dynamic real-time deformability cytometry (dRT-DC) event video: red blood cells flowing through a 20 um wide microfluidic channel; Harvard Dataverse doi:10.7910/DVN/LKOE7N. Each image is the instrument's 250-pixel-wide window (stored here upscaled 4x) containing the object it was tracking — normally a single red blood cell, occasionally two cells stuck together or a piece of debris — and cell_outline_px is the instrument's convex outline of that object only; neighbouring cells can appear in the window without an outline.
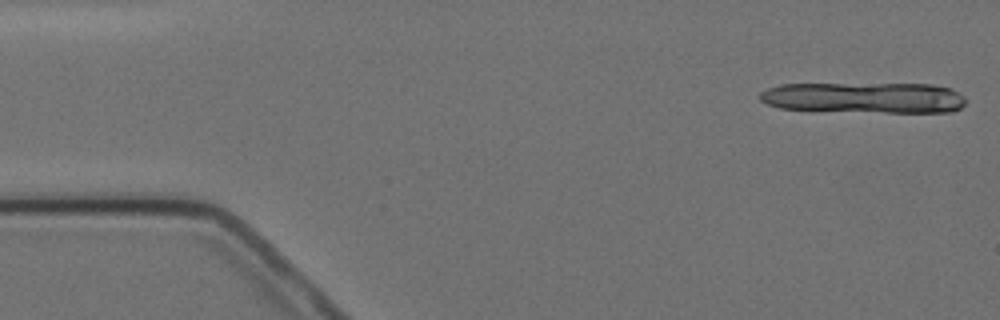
{"species": "Egyptian fruit bat (a non-hibernating species)", "species_latin": "Rousettus aegyptiacus", "temperature_condition": "cold", "stored_images_in_passage": 5, "segment_of_instrument_passage": [1, 2], "camera_frame_rate_fps": 3000, "um_per_image_px": 0.085, "animal": {"sex": "female"}, "frame": {"image": 1, "passage_image": 1, "time_ms": 0.0, "image_size_px": [1000, 320], "cell_outline_px": [[964, 104], [960, 108], [952, 112], [812, 112], [780, 108], [768, 104], [760, 100], [760, 92], [768, 88], [780, 84], [932, 84], [952, 88], [964, 96]], "centroid_in_image_um": [73.42, 8.32], "position_along_channel_um": 11.6, "area_um2": 37.92}}